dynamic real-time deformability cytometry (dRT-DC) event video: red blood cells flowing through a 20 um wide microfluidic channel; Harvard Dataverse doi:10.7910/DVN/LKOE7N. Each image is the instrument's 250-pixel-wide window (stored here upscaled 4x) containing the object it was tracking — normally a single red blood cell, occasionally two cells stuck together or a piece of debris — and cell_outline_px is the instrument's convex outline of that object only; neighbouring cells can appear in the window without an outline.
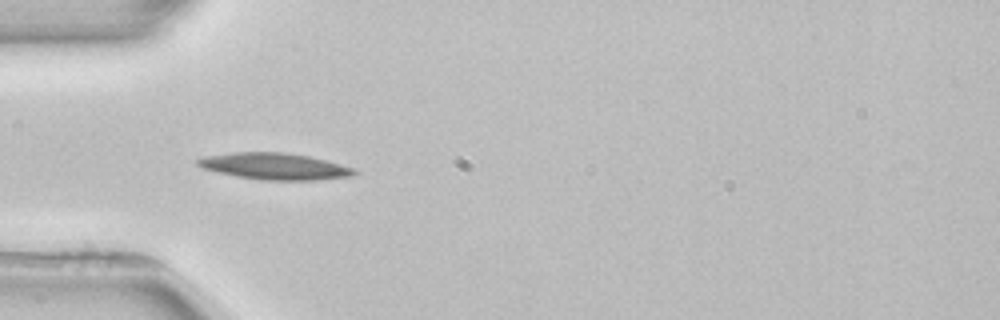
{"species": "common noctule bat (a hibernating species)", "species_latin": "Nyctalus noctula", "temperature_condition": "room temperature", "stored_images_in_passage": 3, "camera_frame_rate_fps": 3000, "um_per_image_px": 0.085, "animal": {"sex": "female", "body_mass_g": 22.7, "forearm_length_mm": 54.2}, "frame": {"image": 1, "passage_image": 3, "time_ms": 2.667, "image_size_px": [1000, 320], "cell_outline_px": [[360, 172], [352, 176], [316, 180], [260, 180], [236, 176], [216, 172], [204, 168], [196, 164], [196, 160], [208, 156], [232, 152], [284, 152], [308, 156], [340, 164], [352, 168]], "centroid_in_image_um": [23.35, 14.14], "position_along_channel_um": 61.7, "area_um2": 24.1}}